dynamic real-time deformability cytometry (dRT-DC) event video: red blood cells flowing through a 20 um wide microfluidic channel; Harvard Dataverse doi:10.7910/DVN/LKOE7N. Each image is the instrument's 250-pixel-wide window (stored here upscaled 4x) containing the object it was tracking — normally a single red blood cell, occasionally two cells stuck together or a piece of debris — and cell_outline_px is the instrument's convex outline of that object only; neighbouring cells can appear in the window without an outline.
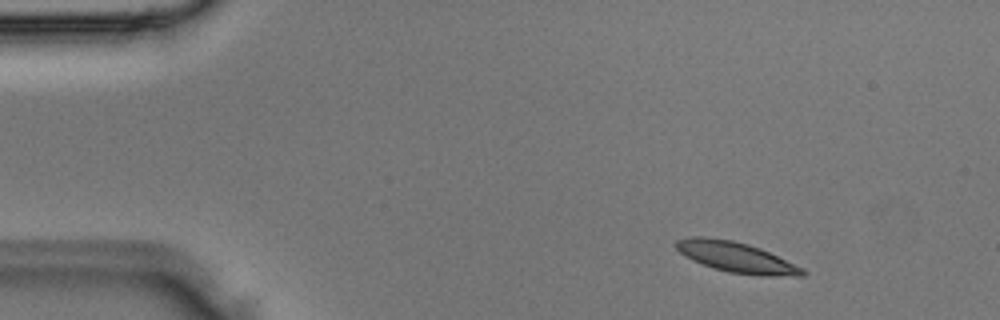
{"species": "Egyptian fruit bat (a non-hibernating species)", "species_latin": "Rousettus aegyptiacus", "temperature_condition": "room temperature", "stored_images_in_passage": 3, "camera_frame_rate_fps": 3000, "um_per_image_px": 0.085, "animal": {"sex": "male"}, "frame": {"image": 1, "passage_image": 1, "time_ms": 0.0, "image_size_px": [1000, 320], "cell_outline_px": [[808, 272], [804, 276], [760, 276], [728, 272], [712, 268], [692, 260], [680, 252], [676, 248], [676, 240], [688, 236], [704, 236], [732, 240], [748, 244], [760, 248], [804, 268]], "centroid_in_image_um": [62.59, 21.87], "position_along_channel_um": 22.4, "area_um2": 22.6}}